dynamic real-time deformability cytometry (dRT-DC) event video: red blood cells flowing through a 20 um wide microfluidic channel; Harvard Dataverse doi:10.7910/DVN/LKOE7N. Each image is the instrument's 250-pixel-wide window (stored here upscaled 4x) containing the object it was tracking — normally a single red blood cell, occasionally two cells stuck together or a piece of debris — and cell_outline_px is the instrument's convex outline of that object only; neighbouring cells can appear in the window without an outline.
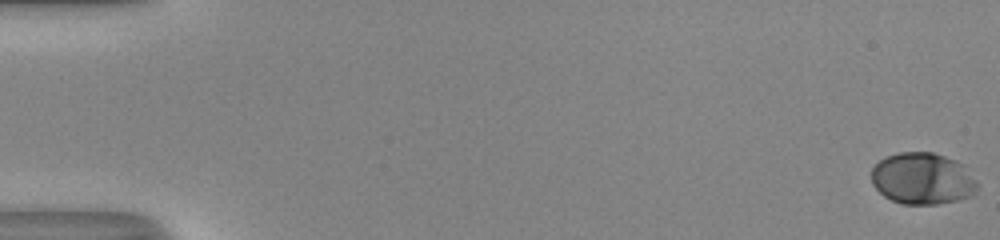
{"species": "human", "species_latin": "Homo sapiens", "temperature_condition": "room temperature", "stored_images_in_passage": 53, "camera_frame_rate_fps": 3000, "um_per_image_px": 0.085, "donor": {"sex": "male"}, "frame": {"image": 1, "passage_image": 1, "time_ms": 0.0, "image_size_px": [1000, 240], "cell_outline_px": [[980, 184], [976, 192], [960, 200], [936, 204], [904, 204], [892, 200], [884, 196], [872, 184], [872, 168], [884, 156], [900, 152], [932, 152], [956, 160], [964, 164]], "centroid_in_image_um": [78.45, 15.17], "position_along_channel_um": 6.6, "area_um2": 32.19}}
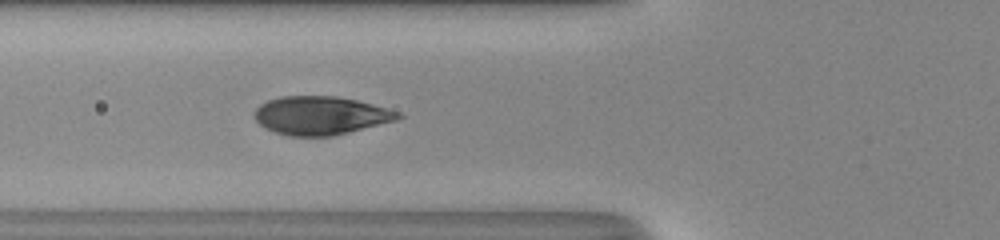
{"frame": {"image": 2, "passage_image": 22, "time_ms": 7.0, "image_size_px": [1000, 240], "cell_outline_px": [[404, 116], [396, 120], [332, 136], [288, 136], [264, 128], [252, 116], [252, 112], [260, 104], [268, 100], [280, 96], [336, 96], [356, 100], [372, 104], [400, 112]], "centroid_in_image_um": [27.2, 9.81], "position_along_channel_um": 98.6, "area_um2": 32.14}}
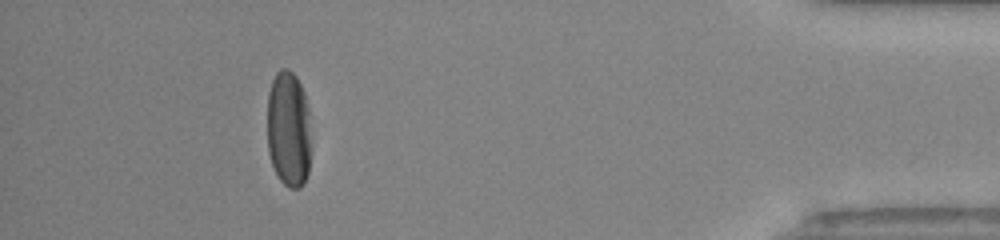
{"frame": {"image": 3, "passage_image": 49, "time_ms": 16.0, "image_size_px": [1000, 240], "cell_outline_px": [[308, 172], [300, 188], [288, 188], [280, 180], [272, 164], [268, 152], [268, 92], [272, 80], [276, 72], [280, 68], [288, 68], [296, 76], [304, 92], [308, 108]], "centroid_in_image_um": [24.49, 10.93], "position_along_channel_um": 410.7, "area_um2": 29.3}, "authors_computed_cell_mechanics": {"area_um2": 31.9634, "velocity_mm_per_s": 4.0682, "shape_relaxation_time_tau1_ms": 2.9515, "shape_relaxation_time_tau2_ms": null, "deformation_change_tau1": 0.1572, "deformation_change_tau2": null}}